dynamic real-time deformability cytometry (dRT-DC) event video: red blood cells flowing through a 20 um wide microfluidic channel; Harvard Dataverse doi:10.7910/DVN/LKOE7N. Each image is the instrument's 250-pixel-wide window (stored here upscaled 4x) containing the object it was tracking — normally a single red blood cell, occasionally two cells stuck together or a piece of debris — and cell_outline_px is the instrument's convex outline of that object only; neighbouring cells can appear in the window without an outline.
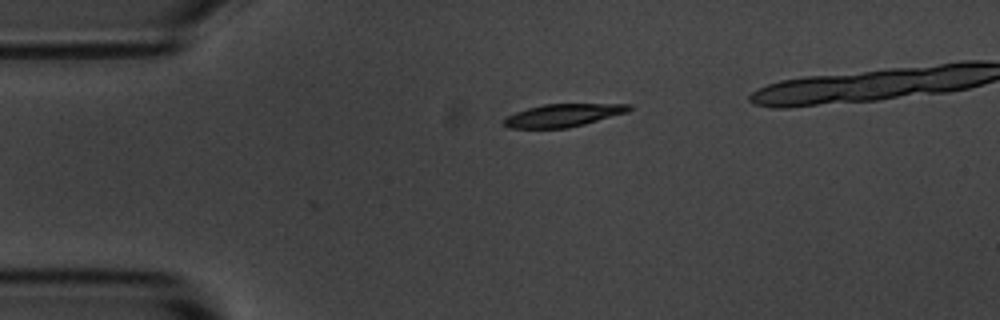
{"species": "common noctule bat (a hibernating species)", "species_latin": "Nyctalus noctula", "temperature_condition": "room temperature", "stored_images_in_passage": 2, "camera_frame_rate_fps": 3000, "um_per_image_px": 0.085, "animal": {"sex": "male", "body_mass_g": 20.1, "forearm_length_mm": 53.5}, "frame": {"image": 1, "passage_image": 2, "time_ms": 1.333, "image_size_px": [1000, 320], "cell_outline_px": [[632, 108], [628, 112], [584, 124], [568, 128], [508, 128], [500, 124], [500, 120], [516, 112], [528, 108], [544, 104], [632, 104]], "centroid_in_image_um": [47.82, 9.81], "position_along_channel_um": 37.2, "area_um2": 16.7}}